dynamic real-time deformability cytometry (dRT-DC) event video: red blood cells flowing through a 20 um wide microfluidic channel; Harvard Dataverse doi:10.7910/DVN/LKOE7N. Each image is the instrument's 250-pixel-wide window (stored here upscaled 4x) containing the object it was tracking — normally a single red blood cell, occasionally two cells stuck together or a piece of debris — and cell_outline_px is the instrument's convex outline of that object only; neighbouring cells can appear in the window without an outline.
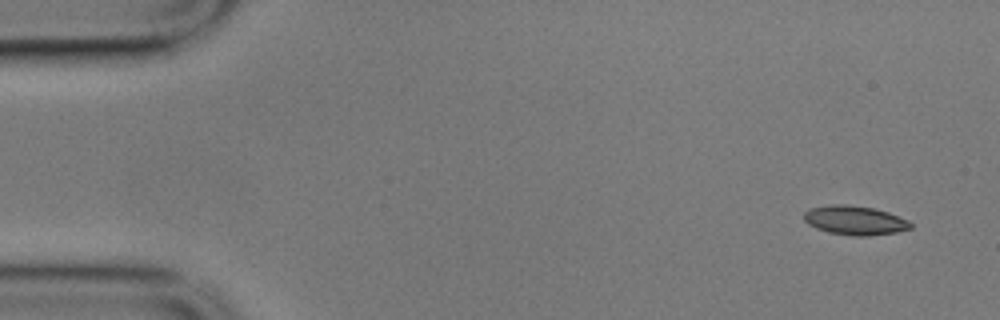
{"species": "common noctule bat (a hibernating species)", "species_latin": "Nyctalus noctula", "temperature_condition": "cold", "stored_images_in_passage": 54, "camera_frame_rate_fps": 3000, "um_per_image_px": 0.085, "animal": {"sex": "male", "body_mass_g": 17.9}, "frame": {"image": 1, "passage_image": 1, "time_ms": 0.0, "image_size_px": [1000, 320], "cell_outline_px": [[912, 228], [896, 232], [868, 236], [852, 236], [828, 232], [816, 228], [808, 224], [804, 220], [804, 212], [808, 208], [832, 204], [848, 204], [876, 208], [888, 212], [908, 220], [912, 224]], "centroid_in_image_um": [72.65, 18.72], "position_along_channel_um": 12.4, "area_um2": 18.32}}
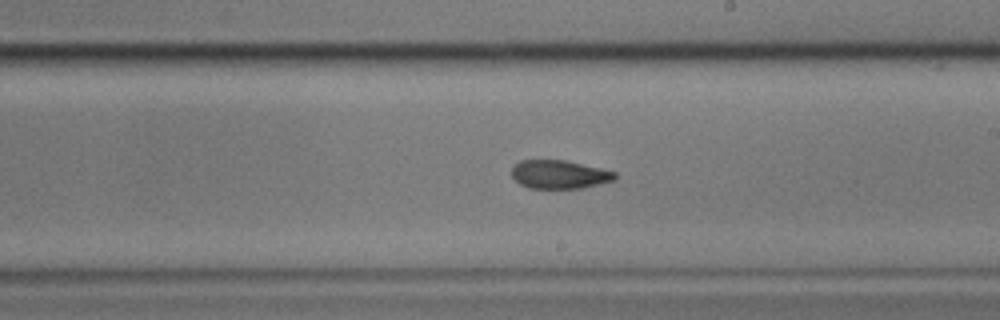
{"frame": {"image": 2, "passage_image": 30, "time_ms": 9.667, "image_size_px": [1000, 320], "cell_outline_px": [[616, 180], [584, 188], [528, 188], [520, 184], [512, 176], [512, 168], [520, 160], [564, 160], [600, 168], [616, 172]], "centroid_in_image_um": [47.56, 14.83], "position_along_channel_um": 241.4, "area_um2": 17.11}}
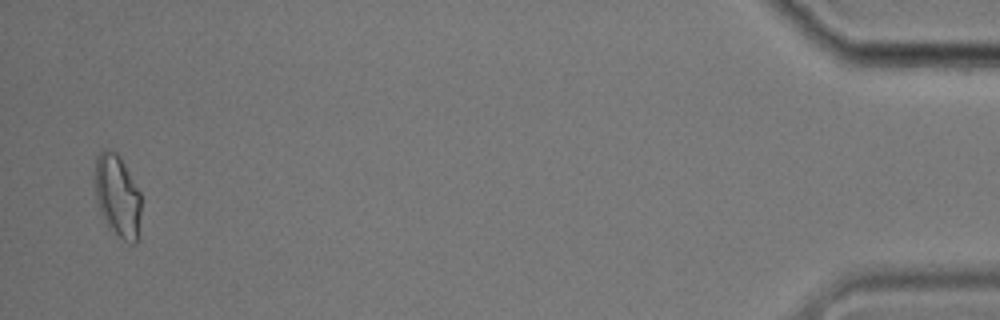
{"frame": {"image": 3, "passage_image": 53, "time_ms": 17.333, "image_size_px": [1000, 320], "cell_outline_px": [[140, 212], [136, 244], [132, 244], [124, 240], [108, 228], [100, 212], [96, 200], [92, 180], [96, 156], [104, 148], [108, 148], [116, 152], [120, 156], [140, 192]], "centroid_in_image_um": [9.93, 16.6], "position_along_channel_um": 425.3, "area_um2": 22.66}, "authors_computed_cell_mechanics": {"area_um2": 18.0914, "velocity_mm_per_s": 3.5119, "shape_relaxation_time_tau1_ms": 8.8925, "shape_relaxation_time_tau2_ms": 4.1338, "deformation_change_tau1": 0.2083, "deformation_change_tau2": 0.1061}}